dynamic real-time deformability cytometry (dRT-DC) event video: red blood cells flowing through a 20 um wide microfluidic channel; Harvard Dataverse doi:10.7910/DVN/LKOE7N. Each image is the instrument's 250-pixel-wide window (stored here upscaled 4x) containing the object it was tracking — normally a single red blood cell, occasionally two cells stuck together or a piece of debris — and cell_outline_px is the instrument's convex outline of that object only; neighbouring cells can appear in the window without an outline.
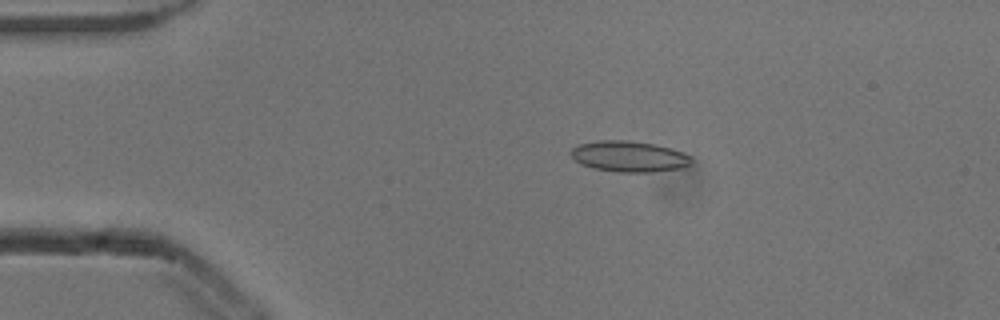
{"species": "common noctule bat (a hibernating species)", "species_latin": "Nyctalus noctula", "temperature_condition": "cold", "stored_images_in_passage": 53, "camera_frame_rate_fps": 3000, "um_per_image_px": 0.085, "animal": {"sex": "male", "body_mass_g": 13.3}, "frame": {"image": 1, "passage_image": 11, "time_ms": 3.333, "image_size_px": [1000, 320], "cell_outline_px": [[692, 164], [680, 168], [652, 172], [620, 172], [596, 168], [580, 164], [568, 152], [572, 148], [580, 144], [596, 140], [628, 140], [656, 144], [672, 148], [688, 156], [692, 160]], "centroid_in_image_um": [53.45, 13.28], "position_along_channel_um": 31.5, "area_um2": 21.62}}
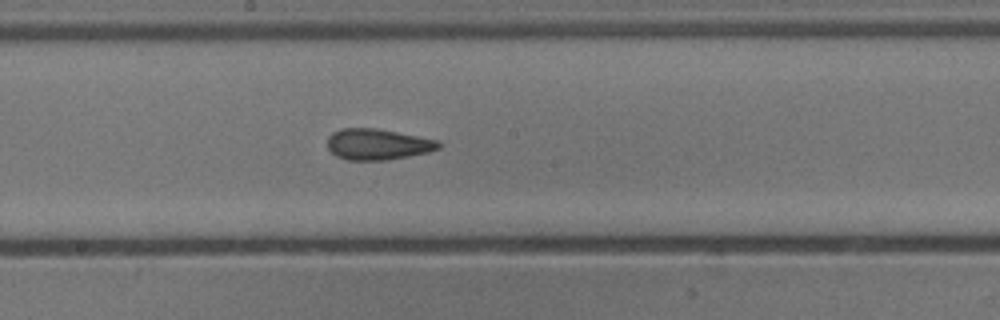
{"frame": {"image": 2, "passage_image": 29, "time_ms": 9.333, "image_size_px": [1000, 320], "cell_outline_px": [[440, 148], [428, 152], [388, 160], [348, 160], [336, 156], [328, 148], [328, 136], [332, 132], [340, 128], [376, 128], [436, 140], [440, 144]], "centroid_in_image_um": [32.06, 12.27], "position_along_channel_um": 216.1, "area_um2": 19.94}}
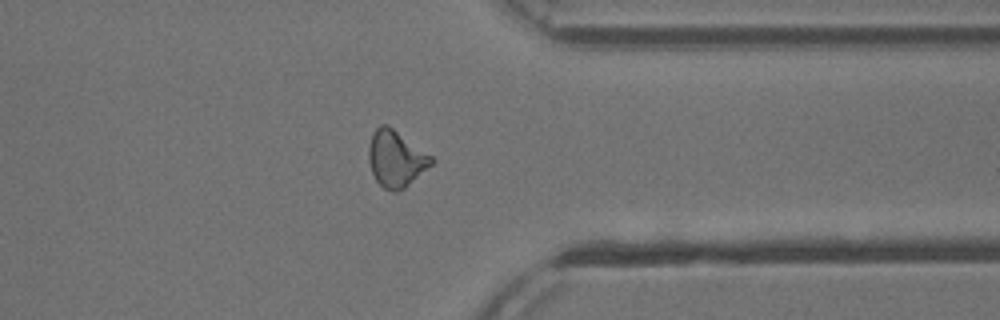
{"frame": {"image": 3, "passage_image": 42, "time_ms": 13.667, "image_size_px": [1000, 320], "cell_outline_px": [[436, 160], [432, 164], [404, 188], [396, 192], [392, 192], [384, 188], [376, 180], [372, 172], [368, 160], [368, 148], [372, 132], [380, 124], [388, 124], [432, 156]], "centroid_in_image_um": [33.64, 13.47], "position_along_channel_um": 377.8, "area_um2": 20.63}, "authors_computed_cell_mechanics": {"area_um2": 19.9988, "velocity_mm_per_s": 3.8784, "shape_relaxation_time_tau1_ms": 6.1112, "shape_relaxation_time_tau2_ms": 1.7963, "deformation_change_tau1": 0.1692, "deformation_change_tau2": 0.1062}}